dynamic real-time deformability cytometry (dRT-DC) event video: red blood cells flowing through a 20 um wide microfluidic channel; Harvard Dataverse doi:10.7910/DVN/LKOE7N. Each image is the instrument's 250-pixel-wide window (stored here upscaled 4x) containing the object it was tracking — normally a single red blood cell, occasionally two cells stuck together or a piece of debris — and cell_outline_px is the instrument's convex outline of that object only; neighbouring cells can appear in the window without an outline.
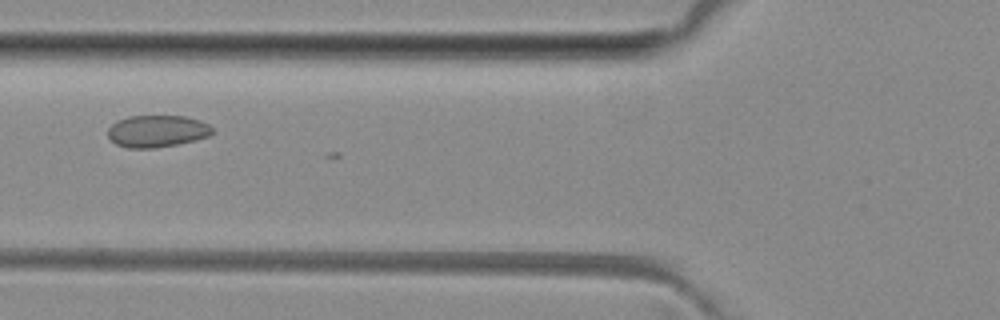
{"species": "common noctule bat (a hibernating species)", "species_latin": "Nyctalus noctula", "temperature_condition": "room temperature", "stored_images_in_passage": 4, "camera_frame_rate_fps": 3000, "um_per_image_px": 0.085, "animal": {"sex": "female", "body_mass_g": 29.2, "forearm_length_mm": 56.3}, "frame": {"image": 1, "passage_image": 3, "time_ms": 2.333, "image_size_px": [1000, 320], "cell_outline_px": [[212, 132], [208, 136], [176, 144], [152, 148], [128, 148], [116, 144], [108, 136], [108, 128], [116, 120], [128, 116], [184, 116], [200, 120], [208, 124], [212, 128]], "centroid_in_image_um": [13.31, 11.14], "position_along_channel_um": 112.5, "area_um2": 19.31}}